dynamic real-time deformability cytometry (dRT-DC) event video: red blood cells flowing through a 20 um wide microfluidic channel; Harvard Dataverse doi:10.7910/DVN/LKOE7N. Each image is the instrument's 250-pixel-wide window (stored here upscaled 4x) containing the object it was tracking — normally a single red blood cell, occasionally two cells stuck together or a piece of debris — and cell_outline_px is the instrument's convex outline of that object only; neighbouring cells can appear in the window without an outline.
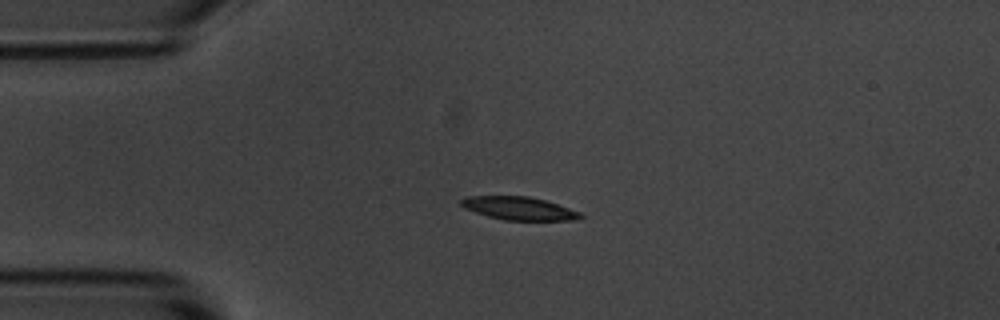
{"species": "common noctule bat (a hibernating species)", "species_latin": "Nyctalus noctula", "temperature_condition": "room temperature", "stored_images_in_passage": 44, "camera_frame_rate_fps": 3000, "um_per_image_px": 0.085, "animal": {"sex": "male", "body_mass_g": 20.1, "forearm_length_mm": 53.5}, "frame": {"image": 1, "passage_image": 1, "time_ms": 0.0, "image_size_px": [1000, 320], "cell_outline_px": [[584, 216], [572, 220], [504, 220], [488, 216], [464, 208], [460, 204], [460, 200], [464, 196], [528, 196], [544, 200], [580, 212]], "centroid_in_image_um": [44.06, 17.7], "position_along_channel_um": 40.9, "area_um2": 15.9}}
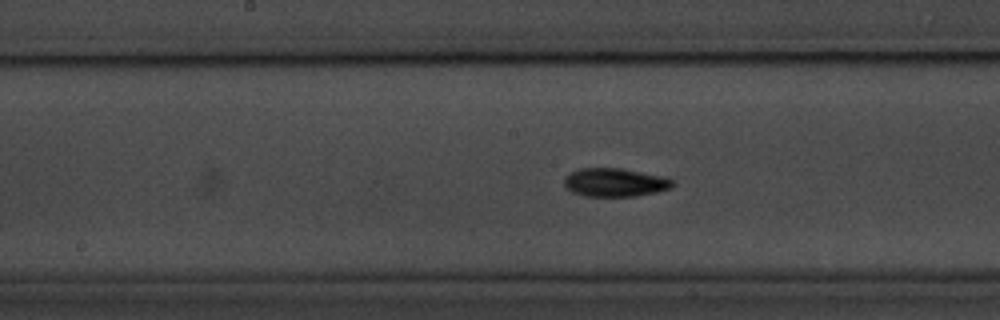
{"frame": {"image": 2, "passage_image": 16, "time_ms": 5.0, "image_size_px": [1000, 320], "cell_outline_px": [[672, 188], [656, 192], [636, 196], [584, 196], [572, 192], [564, 188], [564, 176], [580, 168], [620, 168], [664, 176], [672, 180]], "centroid_in_image_um": [52.23, 15.51], "position_along_channel_um": 196.0, "area_um2": 18.03}}
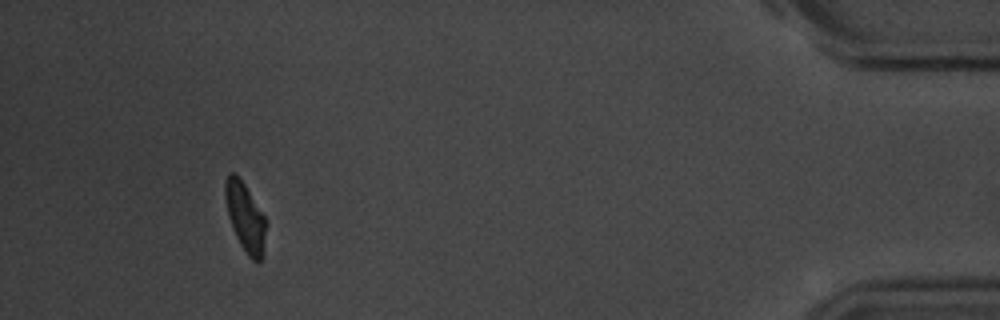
{"frame": {"image": 3, "passage_image": 40, "time_ms": 13.0, "image_size_px": [1000, 320], "cell_outline_px": [[264, 256], [260, 260], [252, 260], [248, 256], [240, 244], [236, 236], [228, 216], [224, 196], [224, 180], [228, 172], [232, 172], [244, 184], [264, 216]], "centroid_in_image_um": [20.8, 18.44], "position_along_channel_um": 414.4, "area_um2": 15.95}, "authors_computed_cell_mechanics": {"area_um2": 16.9932, "velocity_mm_per_s": 3.5571, "shape_relaxation_time_tau1_ms": 2.888, "shape_relaxation_time_tau2_ms": 10.5479, "deformation_change_tau1": 0.1307, "deformation_change_tau2": 0.1731}}